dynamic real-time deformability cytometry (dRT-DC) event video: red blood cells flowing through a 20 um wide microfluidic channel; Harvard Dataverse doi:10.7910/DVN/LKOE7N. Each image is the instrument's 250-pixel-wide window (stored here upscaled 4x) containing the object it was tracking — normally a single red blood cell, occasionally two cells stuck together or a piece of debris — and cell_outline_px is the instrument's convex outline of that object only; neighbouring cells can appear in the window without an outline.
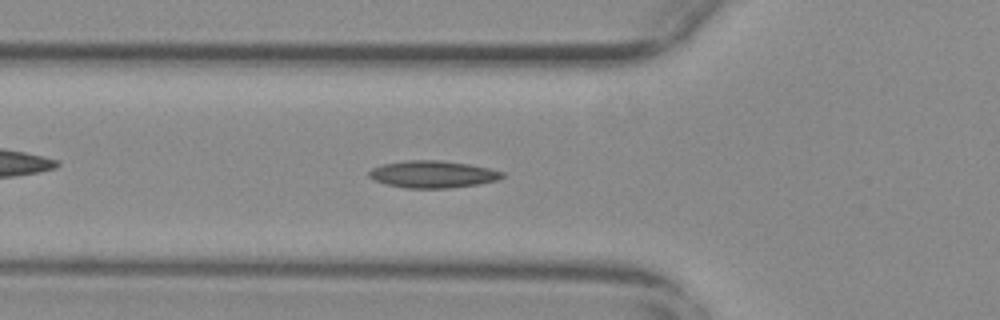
{"species": "common noctule bat (a hibernating species)", "species_latin": "Nyctalus noctula", "temperature_condition": "warm", "stored_images_in_passage": 55, "camera_frame_rate_fps": 3000, "um_per_image_px": 0.085, "animal": {"sex": "female", "body_mass_g": 29.2, "forearm_length_mm": 56.3}, "frame": {"image": 1, "passage_image": 19, "time_ms": 6.0, "image_size_px": [1000, 320], "cell_outline_px": [[504, 176], [496, 180], [480, 184], [448, 188], [404, 188], [388, 184], [376, 180], [368, 176], [368, 172], [372, 168], [384, 164], [408, 160], [440, 160], [468, 164], [488, 168], [504, 172]], "centroid_in_image_um": [36.79, 14.81], "position_along_channel_um": 89.0, "area_um2": 20.87}}
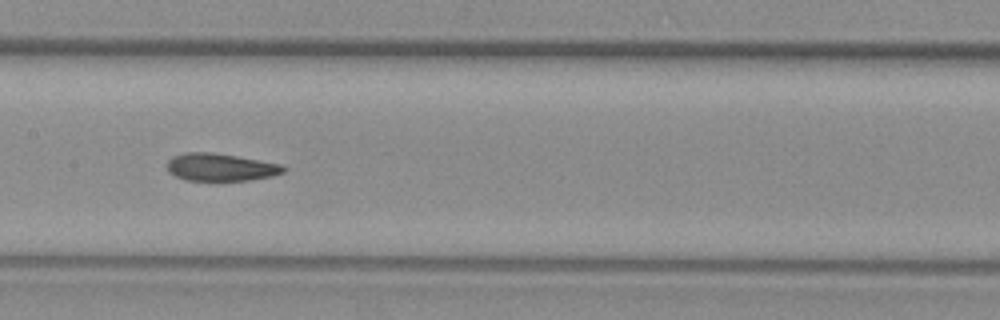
{"frame": {"image": 2, "passage_image": 27, "time_ms": 8.667, "image_size_px": [1000, 320], "cell_outline_px": [[288, 168], [284, 172], [272, 176], [248, 180], [184, 180], [168, 172], [164, 164], [172, 156], [184, 152], [212, 152], [284, 164]], "centroid_in_image_um": [18.73, 14.2], "position_along_channel_um": 188.7, "area_um2": 18.96}}
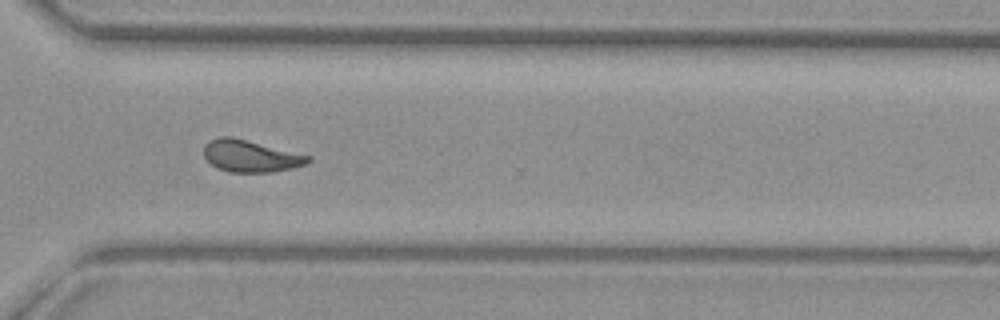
{"frame": {"image": 3, "passage_image": 40, "time_ms": 13.0, "image_size_px": [1000, 320], "cell_outline_px": [[312, 160], [308, 164], [292, 168], [272, 172], [228, 172], [216, 168], [204, 156], [204, 144], [208, 140], [220, 136], [232, 136], [312, 156]], "centroid_in_image_um": [21.31, 13.26], "position_along_channel_um": 349.3, "area_um2": 19.65}, "authors_computed_cell_mechanics": {"area_um2": 19.5942, "velocity_mm_per_s": 3.7091, "shape_relaxation_time_tau1_ms": null, "shape_relaxation_time_tau2_ms": 2.8532, "deformation_change_tau1": null, "deformation_change_tau2": 0.1045}}